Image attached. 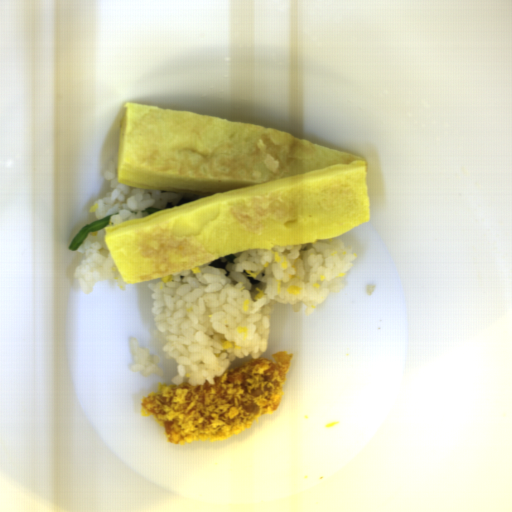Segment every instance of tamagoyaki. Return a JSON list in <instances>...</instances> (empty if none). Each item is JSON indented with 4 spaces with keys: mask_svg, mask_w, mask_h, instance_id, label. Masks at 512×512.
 I'll use <instances>...</instances> for the list:
<instances>
[{
    "mask_svg": "<svg viewBox=\"0 0 512 512\" xmlns=\"http://www.w3.org/2000/svg\"><path fill=\"white\" fill-rule=\"evenodd\" d=\"M369 161L276 128L125 104L118 183L204 195L105 229L126 284L370 221Z\"/></svg>",
    "mask_w": 512,
    "mask_h": 512,
    "instance_id": "obj_1",
    "label": "tamagoyaki"
}]
</instances>
